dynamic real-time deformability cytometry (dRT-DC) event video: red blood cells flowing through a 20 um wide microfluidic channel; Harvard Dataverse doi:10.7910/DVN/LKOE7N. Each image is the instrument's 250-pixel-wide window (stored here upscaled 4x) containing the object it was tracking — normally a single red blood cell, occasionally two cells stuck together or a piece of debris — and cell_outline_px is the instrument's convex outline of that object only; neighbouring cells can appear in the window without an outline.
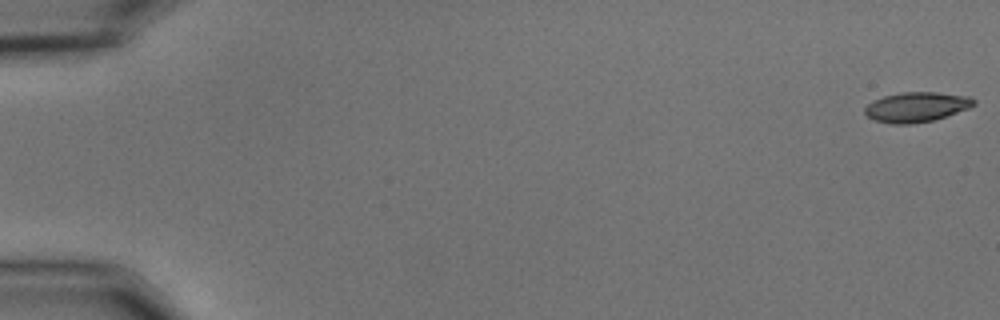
{"species": "common noctule bat (a hibernating species)", "species_latin": "Nyctalus noctula", "temperature_condition": "cold", "stored_images_in_passage": 9, "camera_frame_rate_fps": 3000, "um_per_image_px": 0.085, "animal": {"sex": "male", "body_mass_g": 15.6}, "frame": {"image": 1, "passage_image": 1, "time_ms": 0.0, "image_size_px": [1000, 320], "cell_outline_px": [[976, 104], [968, 108], [932, 120], [908, 124], [892, 124], [876, 120], [868, 116], [864, 112], [864, 108], [868, 104], [884, 96], [900, 92], [936, 92], [968, 96], [976, 100]], "centroid_in_image_um": [77.9, 9.08], "position_along_channel_um": 7.1, "area_um2": 18.67}}